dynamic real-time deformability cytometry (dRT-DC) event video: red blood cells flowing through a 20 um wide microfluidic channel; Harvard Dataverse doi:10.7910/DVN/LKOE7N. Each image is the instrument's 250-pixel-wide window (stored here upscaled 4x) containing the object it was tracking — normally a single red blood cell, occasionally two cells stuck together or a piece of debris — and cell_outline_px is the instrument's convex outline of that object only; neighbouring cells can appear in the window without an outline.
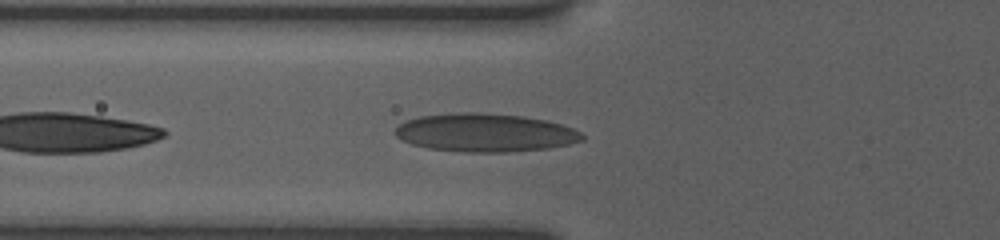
{"species": "human", "species_latin": "Homo sapiens", "temperature_condition": "room temperature", "stored_images_in_passage": 5, "camera_frame_rate_fps": 3000, "um_per_image_px": 0.085, "donor": {"sex": "female"}, "frame": {"image": 1, "passage_image": 4, "time_ms": 1.0, "image_size_px": [1000, 240], "cell_outline_px": [[584, 140], [568, 144], [548, 148], [508, 152], [464, 152], [428, 148], [412, 144], [396, 136], [392, 132], [404, 120], [420, 116], [456, 112], [476, 112], [524, 116], [548, 120], [572, 128], [580, 132], [584, 136]], "centroid_in_image_um": [41.22, 11.27], "position_along_channel_um": 84.6, "area_um2": 41.85}}